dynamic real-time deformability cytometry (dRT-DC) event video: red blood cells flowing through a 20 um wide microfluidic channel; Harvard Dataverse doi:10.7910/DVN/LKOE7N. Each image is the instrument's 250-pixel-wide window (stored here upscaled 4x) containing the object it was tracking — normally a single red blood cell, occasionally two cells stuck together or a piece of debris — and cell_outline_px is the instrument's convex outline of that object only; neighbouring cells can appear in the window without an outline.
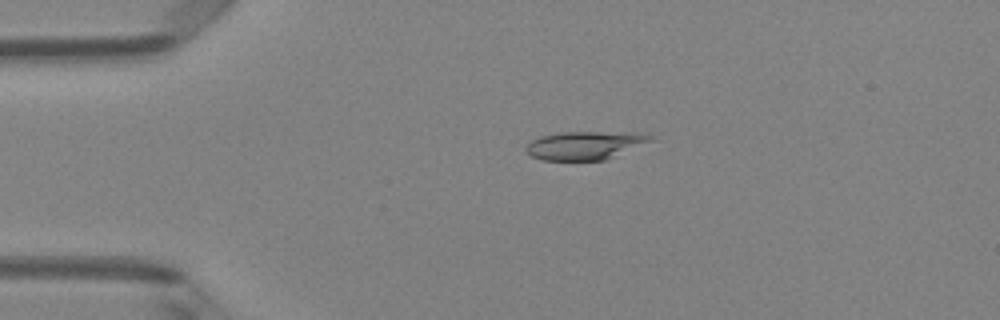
{"species": "Egyptian fruit bat (a non-hibernating species)", "species_latin": "Rousettus aegyptiacus", "temperature_condition": "room temperature", "stored_images_in_passage": 48, "camera_frame_rate_fps": 3000, "um_per_image_px": 0.085, "animal": {"sex": "female"}, "frame": {"image": 1, "passage_image": 10, "time_ms": 3.0, "image_size_px": [1000, 320], "cell_outline_px": [[656, 140], [608, 160], [540, 160], [532, 156], [524, 148], [532, 140], [540, 136], [560, 132], [640, 132], [652, 136]], "centroid_in_image_um": [49.81, 12.35], "position_along_channel_um": 35.2, "area_um2": 20.98}}
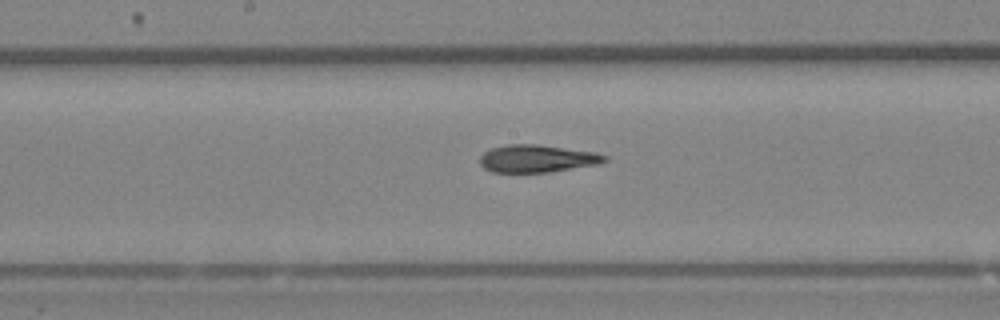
{"frame": {"image": 2, "passage_image": 25, "time_ms": 8.0, "image_size_px": [1000, 320], "cell_outline_px": [[608, 160], [596, 164], [548, 172], [492, 172], [484, 168], [480, 164], [480, 156], [484, 152], [492, 148], [508, 144], [536, 144], [596, 152], [608, 156]], "centroid_in_image_um": [45.64, 13.47], "position_along_channel_um": 202.6, "area_um2": 19.88}}
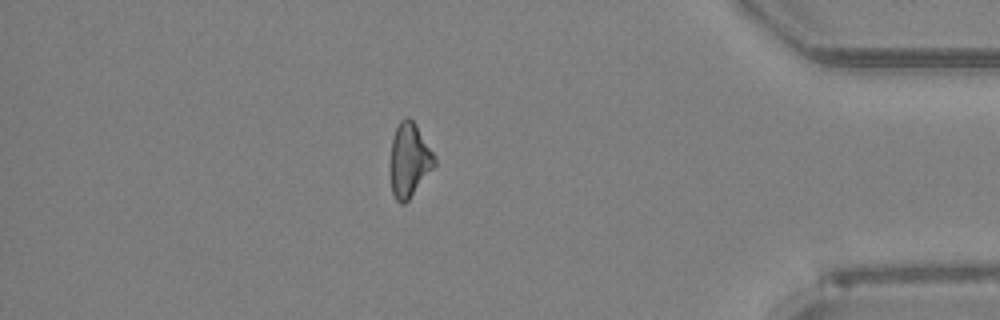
{"frame": {"image": 3, "passage_image": 42, "time_ms": 13.667, "image_size_px": [1000, 320], "cell_outline_px": [[436, 164], [408, 200], [404, 204], [400, 204], [396, 200], [392, 192], [388, 168], [388, 164], [392, 140], [396, 128], [400, 120], [404, 116], [408, 116], [416, 124], [432, 152], [436, 160]], "centroid_in_image_um": [34.73, 13.61], "position_along_channel_um": 400.5, "area_um2": 19.25}, "authors_computed_cell_mechanics": {"area_um2": 20.2011, "velocity_mm_per_s": 4.1294, "shape_relaxation_time_tau1_ms": 3.3111, "shape_relaxation_time_tau2_ms": 2.0698, "deformation_change_tau1": 0.132, "deformation_change_tau2": 0.1043}}